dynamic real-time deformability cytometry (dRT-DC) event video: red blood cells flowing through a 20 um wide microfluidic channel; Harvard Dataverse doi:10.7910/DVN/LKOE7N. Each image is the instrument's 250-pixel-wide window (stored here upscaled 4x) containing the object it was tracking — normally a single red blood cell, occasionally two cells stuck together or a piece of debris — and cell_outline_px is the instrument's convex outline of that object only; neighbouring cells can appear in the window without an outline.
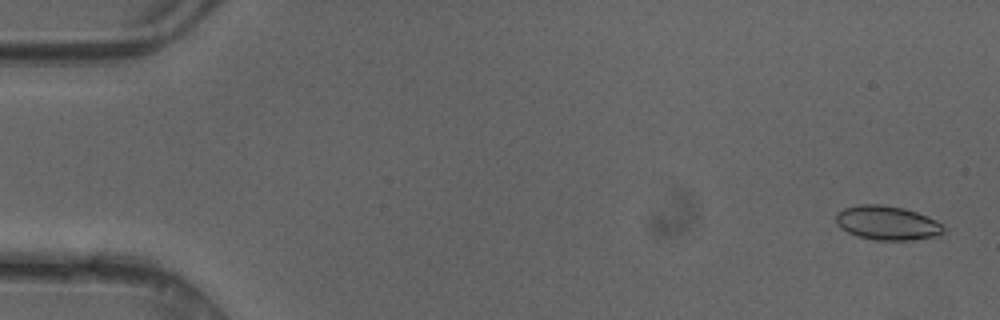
{"species": "common noctule bat (a hibernating species)", "species_latin": "Nyctalus noctula", "temperature_condition": "cold", "stored_images_in_passage": 49, "camera_frame_rate_fps": 3000, "um_per_image_px": 0.085, "animal": {"sex": "female"}, "frame": {"image": 1, "passage_image": 2, "time_ms": 0.333, "image_size_px": [1000, 320], "cell_outline_px": [[944, 232], [936, 236], [912, 240], [876, 240], [856, 236], [840, 228], [836, 224], [836, 212], [844, 208], [860, 204], [880, 204], [904, 208], [928, 216], [936, 220], [944, 228]], "centroid_in_image_um": [75.38, 18.94], "position_along_channel_um": 9.6, "area_um2": 21.5}}
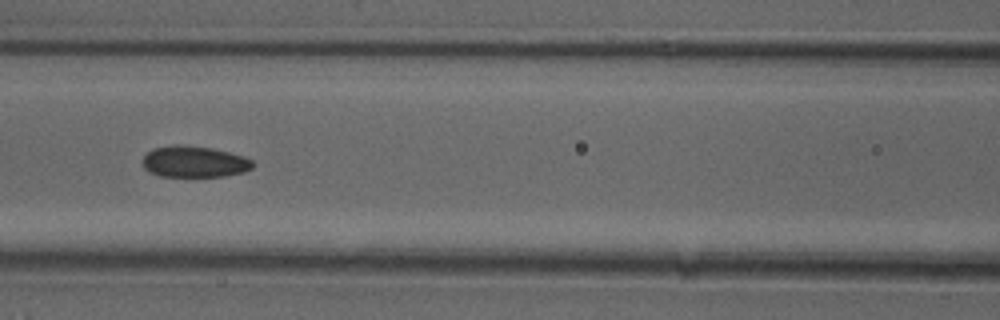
{"frame": {"image": 2, "passage_image": 22, "time_ms": 7.0, "image_size_px": [1000, 320], "cell_outline_px": [[256, 164], [252, 168], [244, 172], [224, 176], [160, 176], [148, 172], [144, 168], [144, 156], [152, 148], [176, 144], [180, 144], [212, 148], [244, 156], [252, 160]], "centroid_in_image_um": [16.53, 13.74], "position_along_channel_um": 150.1, "area_um2": 20.17}}
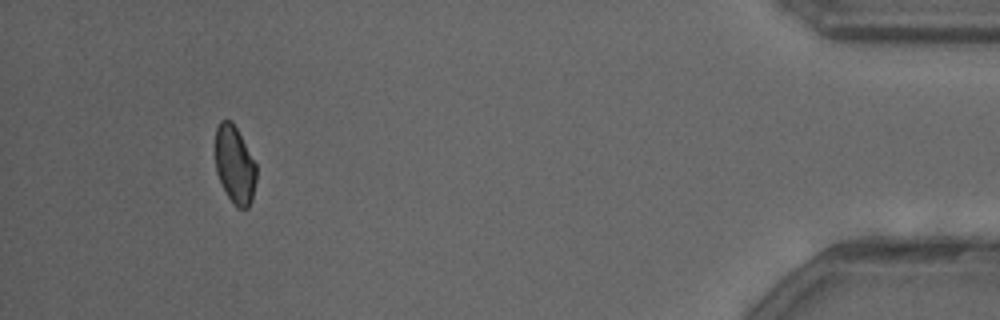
{"frame": {"image": 3, "passage_image": 46, "time_ms": 15.0, "image_size_px": [1000, 320], "cell_outline_px": [[256, 180], [252, 200], [248, 208], [236, 208], [228, 196], [216, 172], [216, 128], [220, 120], [232, 120], [256, 164]], "centroid_in_image_um": [19.96, 14.01], "position_along_channel_um": 415.2, "area_um2": 18.44}, "authors_computed_cell_mechanics": {"area_um2": 20.3456, "velocity_mm_per_s": 4.1843, "shape_relaxation_time_tau1_ms": 8.2823, "shape_relaxation_time_tau2_ms": 1.7076, "deformation_change_tau1": 0.1144, "deformation_change_tau2": 0.0692}}